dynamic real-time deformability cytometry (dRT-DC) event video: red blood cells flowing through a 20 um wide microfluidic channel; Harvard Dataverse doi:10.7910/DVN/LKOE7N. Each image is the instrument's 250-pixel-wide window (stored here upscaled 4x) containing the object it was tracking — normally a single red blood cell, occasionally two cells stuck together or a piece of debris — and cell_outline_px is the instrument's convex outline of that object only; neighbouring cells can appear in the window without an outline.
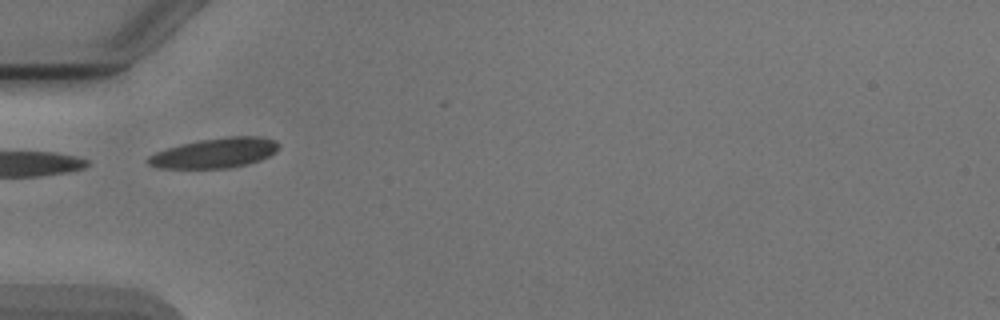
{"species": "Egyptian fruit bat (a non-hibernating species)", "species_latin": "Rousettus aegyptiacus", "temperature_condition": "cold", "stored_images_in_passage": 6, "camera_frame_rate_fps": 3000, "um_per_image_px": 0.085, "animal": {"sex": "male"}, "frame": {"image": 1, "passage_image": 3, "time_ms": 2.667, "image_size_px": [1000, 320], "cell_outline_px": [[280, 148], [276, 152], [260, 160], [244, 164], [224, 168], [156, 168], [148, 164], [144, 160], [148, 156], [156, 152], [168, 148], [200, 140], [228, 136], [256, 136], [276, 140], [280, 144]], "centroid_in_image_um": [18.26, 13.0], "position_along_channel_um": 66.7, "area_um2": 22.66}}
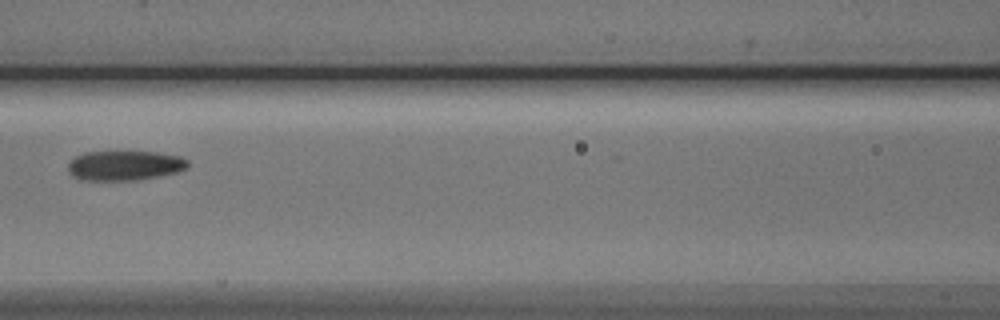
{"frame": {"image": 2, "passage_image": 5, "time_ms": 5.0, "image_size_px": [1000, 320], "cell_outline_px": [[188, 164], [184, 168], [176, 172], [136, 180], [80, 180], [72, 176], [68, 172], [68, 160], [84, 152], [156, 152], [180, 156], [188, 160]], "centroid_in_image_um": [10.52, 14.06], "position_along_channel_um": 156.1, "area_um2": 20.69}}
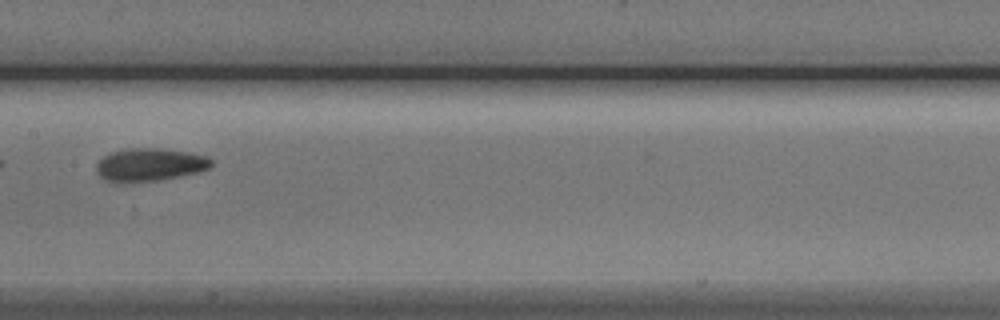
{"frame": {"image": 3, "passage_image": 6, "time_ms": 6.0, "image_size_px": [1000, 320], "cell_outline_px": [[212, 164], [208, 168], [196, 172], [156, 180], [108, 180], [100, 176], [96, 172], [96, 164], [104, 156], [112, 152], [128, 148], [160, 148], [188, 152], [208, 156], [212, 160]], "centroid_in_image_um": [12.75, 13.95], "position_along_channel_um": 194.6, "area_um2": 21.27}}